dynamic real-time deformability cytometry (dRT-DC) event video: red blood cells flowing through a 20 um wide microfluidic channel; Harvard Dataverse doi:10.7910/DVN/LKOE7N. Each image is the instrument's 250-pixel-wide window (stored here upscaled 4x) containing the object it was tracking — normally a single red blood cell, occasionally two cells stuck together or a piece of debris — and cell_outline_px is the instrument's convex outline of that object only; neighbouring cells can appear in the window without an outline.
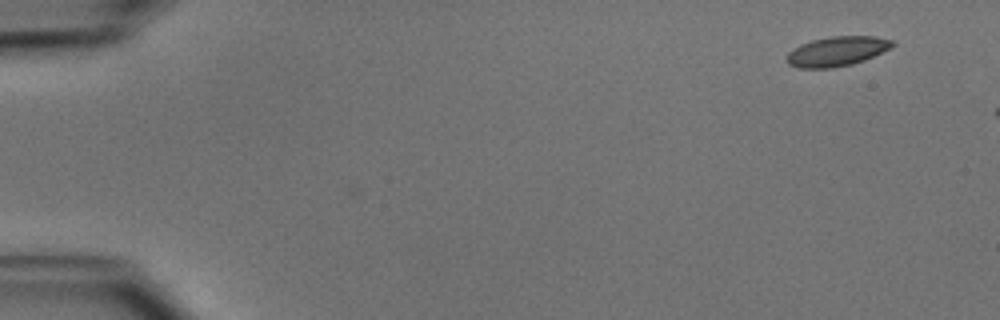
{"species": "common noctule bat (a hibernating species)", "species_latin": "Nyctalus noctula", "temperature_condition": "cold", "stored_images_in_passage": 6, "camera_frame_rate_fps": 3000, "um_per_image_px": 0.085, "animal": {"sex": "male", "body_mass_g": 15.6}, "frame": {"image": 1, "passage_image": 1, "time_ms": 0.0, "image_size_px": [1000, 320], "cell_outline_px": [[896, 44], [892, 48], [864, 60], [852, 64], [832, 68], [800, 68], [788, 64], [784, 60], [788, 52], [792, 48], [800, 44], [812, 40], [832, 36], [876, 36], [896, 40]], "centroid_in_image_um": [71.15, 4.35], "position_along_channel_um": 13.8, "area_um2": 18.61}}